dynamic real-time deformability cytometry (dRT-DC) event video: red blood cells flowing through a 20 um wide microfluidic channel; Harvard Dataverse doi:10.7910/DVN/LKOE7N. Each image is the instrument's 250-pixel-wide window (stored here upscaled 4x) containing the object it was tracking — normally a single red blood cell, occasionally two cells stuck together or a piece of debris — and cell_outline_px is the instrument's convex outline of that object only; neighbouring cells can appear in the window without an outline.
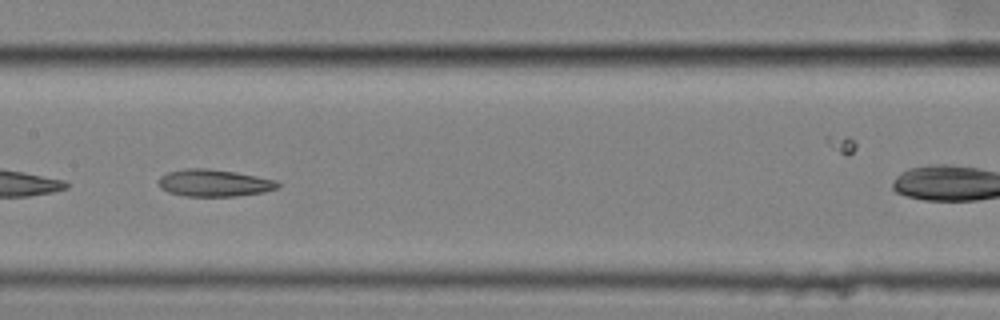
{"species": "common noctule bat (a hibernating species)", "species_latin": "Nyctalus noctula", "temperature_condition": "cold", "stored_images_in_passage": 33, "camera_frame_rate_fps": 3000, "um_per_image_px": 0.085, "animal": {"sex": "female", "body_mass_g": 25.1}, "frame": {"image": 1, "passage_image": 15, "time_ms": 4.667, "image_size_px": [1000, 320], "cell_outline_px": [[280, 188], [264, 192], [236, 196], [184, 196], [168, 192], [160, 188], [160, 176], [168, 172], [184, 168], [208, 168], [236, 172], [276, 180], [280, 184]], "centroid_in_image_um": [18.22, 15.55], "position_along_channel_um": 189.2, "area_um2": 18.9}}
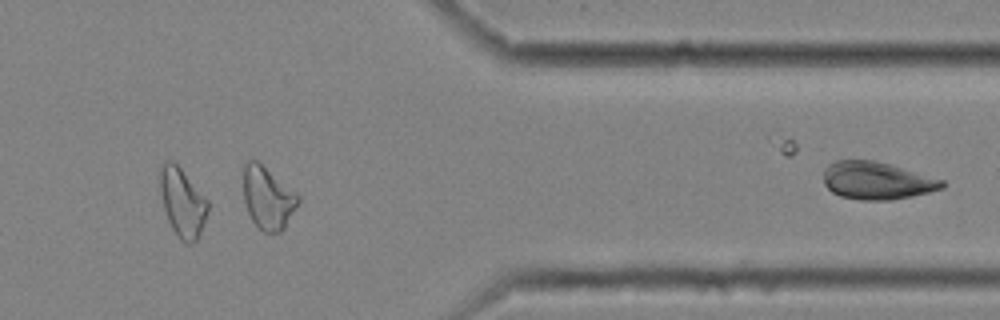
{"frame": {"image": 2, "passage_image": 33, "time_ms": 10.667, "image_size_px": [1000, 320], "cell_outline_px": [[948, 184], [944, 188], [912, 196], [888, 200], [860, 200], [840, 196], [832, 192], [824, 184], [824, 168], [828, 164], [836, 160], [872, 160], [888, 164], [944, 180]], "centroid_in_image_um": [74.52, 15.36], "position_along_channel_um": 336.9, "area_um2": 25.89}}